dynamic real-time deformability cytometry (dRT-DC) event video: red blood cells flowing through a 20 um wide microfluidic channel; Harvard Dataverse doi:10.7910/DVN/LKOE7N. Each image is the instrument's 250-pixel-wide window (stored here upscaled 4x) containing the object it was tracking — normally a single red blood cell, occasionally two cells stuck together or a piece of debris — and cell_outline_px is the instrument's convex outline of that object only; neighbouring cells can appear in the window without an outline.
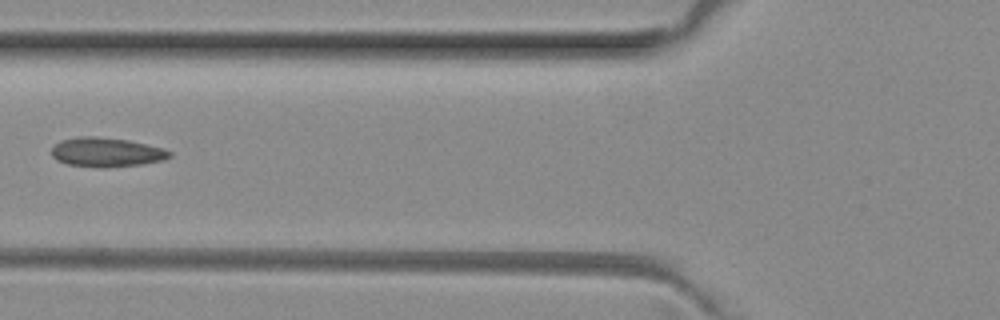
{"species": "common noctule bat (a hibernating species)", "species_latin": "Nyctalus noctula", "temperature_condition": "room temperature", "stored_images_in_passage": 7, "camera_frame_rate_fps": 3000, "um_per_image_px": 0.085, "animal": {"sex": "female", "body_mass_g": 29.2, "forearm_length_mm": 56.3}, "frame": {"image": 1, "passage_image": 5, "time_ms": 1.333, "image_size_px": [1000, 320], "cell_outline_px": [[172, 156], [164, 160], [144, 164], [104, 168], [100, 168], [68, 164], [56, 160], [52, 156], [52, 148], [60, 140], [80, 136], [96, 136], [128, 140], [164, 148], [172, 152]], "centroid_in_image_um": [9.07, 12.94], "position_along_channel_um": 116.7, "area_um2": 20.35}}
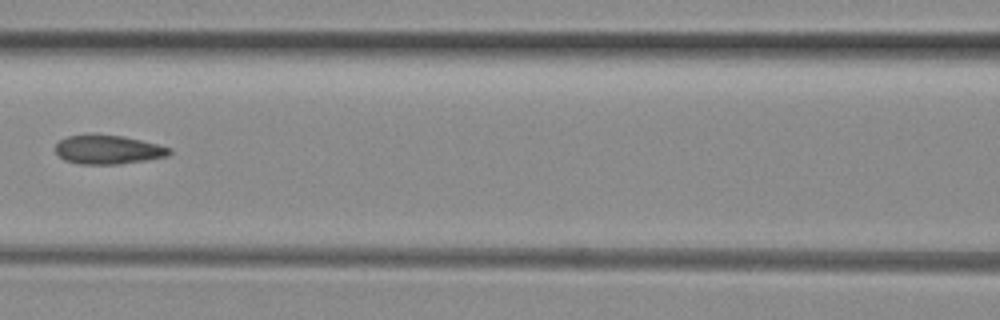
{"frame": {"image": 2, "passage_image": 6, "time_ms": 1.667, "image_size_px": [1000, 320], "cell_outline_px": [[172, 152], [168, 156], [120, 164], [80, 164], [64, 160], [56, 152], [56, 144], [60, 140], [68, 136], [88, 132], [92, 132], [124, 136], [172, 148]], "centroid_in_image_um": [9.16, 12.69], "position_along_channel_um": 157.4, "area_um2": 19.59}}
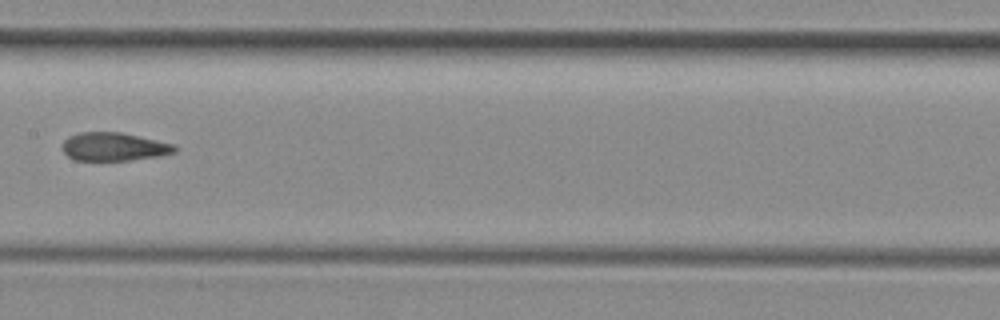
{"frame": {"image": 3, "passage_image": 7, "time_ms": 2.0, "image_size_px": [1000, 320], "cell_outline_px": [[176, 152], [160, 156], [128, 160], [76, 160], [68, 156], [64, 152], [64, 140], [68, 136], [80, 132], [120, 132], [176, 144]], "centroid_in_image_um": [9.71, 12.46], "position_along_channel_um": 197.7, "area_um2": 18.44}}